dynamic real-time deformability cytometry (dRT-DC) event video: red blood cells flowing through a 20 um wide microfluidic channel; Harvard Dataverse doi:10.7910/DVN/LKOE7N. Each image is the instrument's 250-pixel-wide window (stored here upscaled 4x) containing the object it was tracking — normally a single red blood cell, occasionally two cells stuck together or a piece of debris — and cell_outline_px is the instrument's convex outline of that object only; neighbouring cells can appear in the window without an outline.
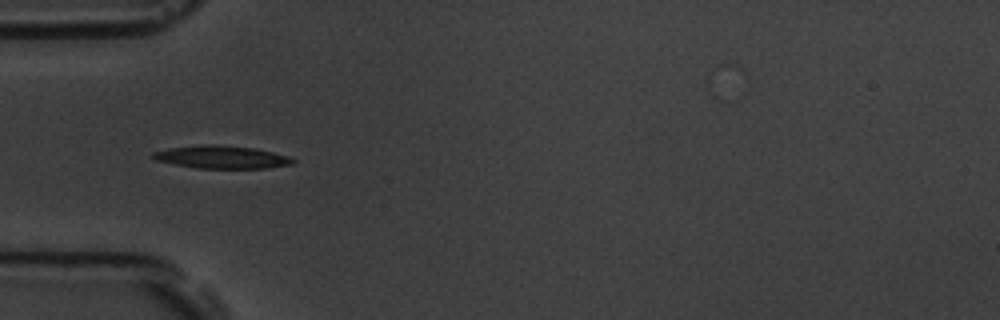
{"species": "common noctule bat (a hibernating species)", "species_latin": "Nyctalus noctula", "temperature_condition": "room temperature", "stored_images_in_passage": 41, "camera_frame_rate_fps": 3000, "um_per_image_px": 0.085, "animal": {"sex": "male", "body_mass_g": 19.5, "forearm_length_mm": 54.6}, "frame": {"image": 1, "passage_image": 3, "time_ms": 0.667, "image_size_px": [1000, 320], "cell_outline_px": [[296, 160], [292, 164], [264, 168], [196, 168], [156, 160], [148, 156], [152, 152], [168, 148], [200, 144], [216, 144], [256, 148], [288, 156]], "centroid_in_image_um": [18.79, 13.34], "position_along_channel_um": 66.2, "area_um2": 18.67}}
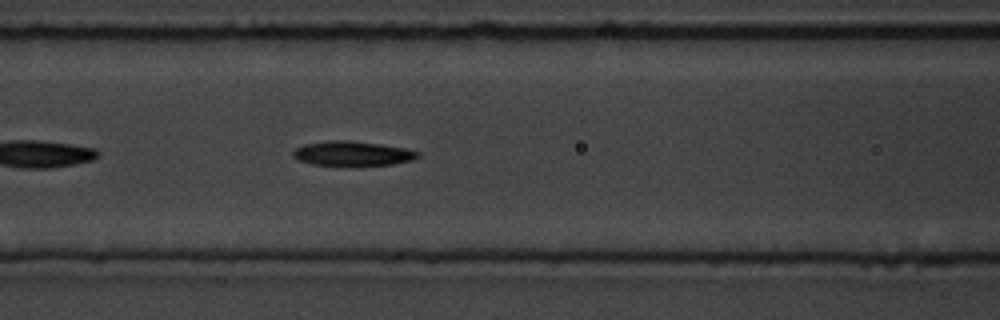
{"frame": {"image": 2, "passage_image": 9, "time_ms": 2.667, "image_size_px": [1000, 320], "cell_outline_px": [[420, 156], [412, 160], [392, 164], [352, 168], [348, 168], [312, 164], [296, 160], [292, 156], [292, 152], [296, 148], [304, 144], [328, 140], [348, 140], [380, 144], [404, 148], [420, 152]], "centroid_in_image_um": [29.92, 13.09], "position_along_channel_um": 136.7, "area_um2": 18.73}}
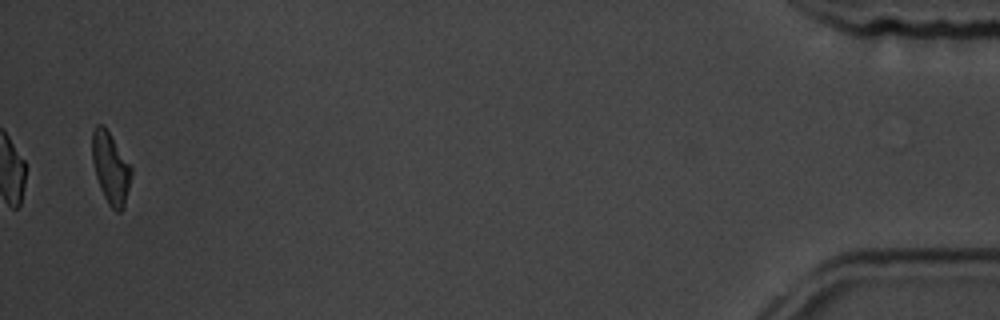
{"frame": {"image": 3, "passage_image": 41, "time_ms": 13.333, "image_size_px": [1000, 320], "cell_outline_px": [[132, 172], [124, 208], [120, 212], [116, 212], [108, 204], [100, 188], [96, 176], [92, 160], [92, 132], [96, 124], [104, 124], [132, 164]], "centroid_in_image_um": [9.42, 14.24], "position_along_channel_um": 425.8, "area_um2": 16.65}, "authors_computed_cell_mechanics": {"area_um2": 17.7446, "velocity_mm_per_s": 3.546, "shape_relaxation_time_tau1_ms": 4.0198, "shape_relaxation_time_tau2_ms": 7.0968, "deformation_change_tau1": 0.1595, "deformation_change_tau2": 0.1741}}